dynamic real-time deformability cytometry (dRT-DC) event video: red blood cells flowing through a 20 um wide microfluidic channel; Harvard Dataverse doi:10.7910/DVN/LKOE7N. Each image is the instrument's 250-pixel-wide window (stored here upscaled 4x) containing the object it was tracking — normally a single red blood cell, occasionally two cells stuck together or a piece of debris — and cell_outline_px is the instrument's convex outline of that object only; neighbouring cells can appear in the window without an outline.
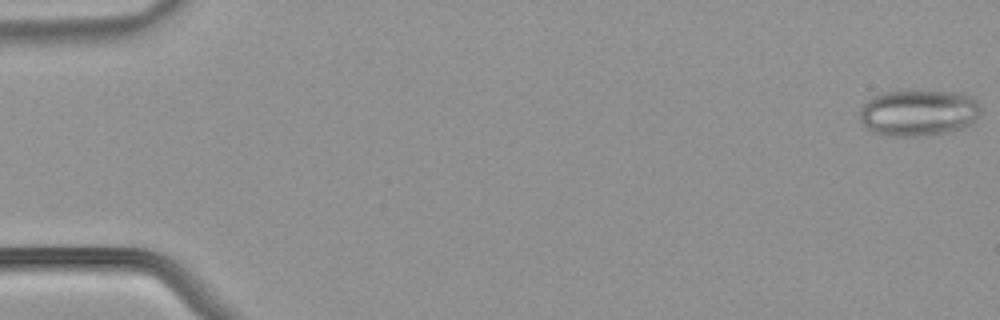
{"species": "common noctule bat (a hibernating species)", "species_latin": "Nyctalus noctula", "temperature_condition": "warm", "stored_images_in_passage": 52, "camera_frame_rate_fps": 3000, "um_per_image_px": 0.085, "animal": {"sex": "male", "body_mass_g": 21.5, "forearm_length_mm": 52.0}, "frame": {"image": 1, "passage_image": 1, "time_ms": 0.0, "image_size_px": [1000, 320], "cell_outline_px": [[980, 116], [972, 124], [964, 128], [948, 132], [924, 136], [888, 136], [872, 132], [860, 124], [860, 108], [872, 96], [884, 92], [904, 88], [920, 88], [964, 92], [972, 96], [980, 104]], "centroid_in_image_um": [78.1, 9.53], "position_along_channel_um": 6.9, "area_um2": 34.45}}
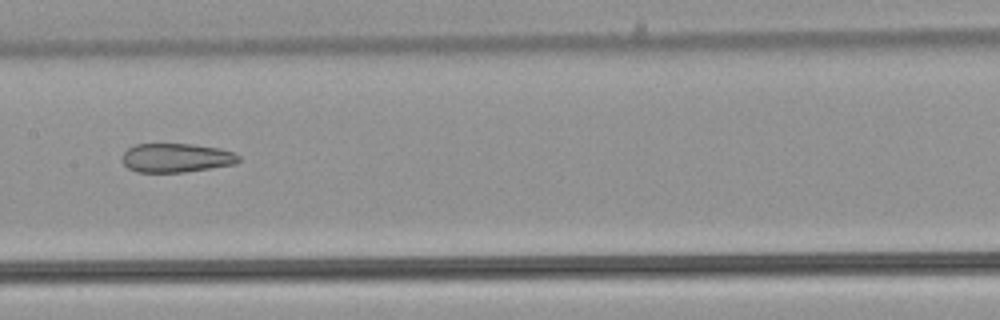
{"frame": {"image": 2, "passage_image": 27, "time_ms": 8.667, "image_size_px": [1000, 320], "cell_outline_px": [[240, 160], [236, 164], [184, 172], [136, 172], [128, 168], [124, 164], [120, 156], [128, 148], [136, 144], [192, 144], [220, 148], [232, 152], [240, 156]], "centroid_in_image_um": [14.97, 13.41], "position_along_channel_um": 192.4, "area_um2": 19.77}}
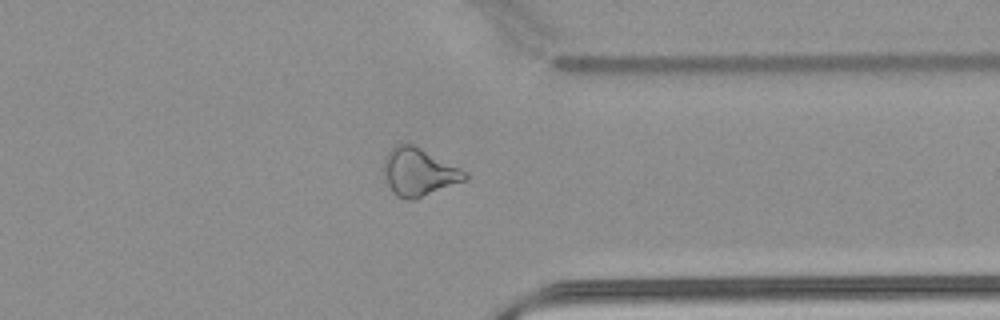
{"frame": {"image": 3, "passage_image": 41, "time_ms": 13.333, "image_size_px": [1000, 320], "cell_outline_px": [[468, 180], [416, 200], [408, 200], [396, 196], [392, 192], [388, 184], [384, 172], [384, 160], [388, 152], [400, 140], [412, 144], [468, 172]], "centroid_in_image_um": [35.62, 14.64], "position_along_channel_um": 375.8, "area_um2": 22.89}, "authors_computed_cell_mechanics": {"area_um2": 24.7962, "velocity_mm_per_s": 4.0017, "shape_relaxation_time_tau1_ms": null, "shape_relaxation_time_tau2_ms": 5.4639, "deformation_change_tau1": null, "deformation_change_tau2": 0.1557}}